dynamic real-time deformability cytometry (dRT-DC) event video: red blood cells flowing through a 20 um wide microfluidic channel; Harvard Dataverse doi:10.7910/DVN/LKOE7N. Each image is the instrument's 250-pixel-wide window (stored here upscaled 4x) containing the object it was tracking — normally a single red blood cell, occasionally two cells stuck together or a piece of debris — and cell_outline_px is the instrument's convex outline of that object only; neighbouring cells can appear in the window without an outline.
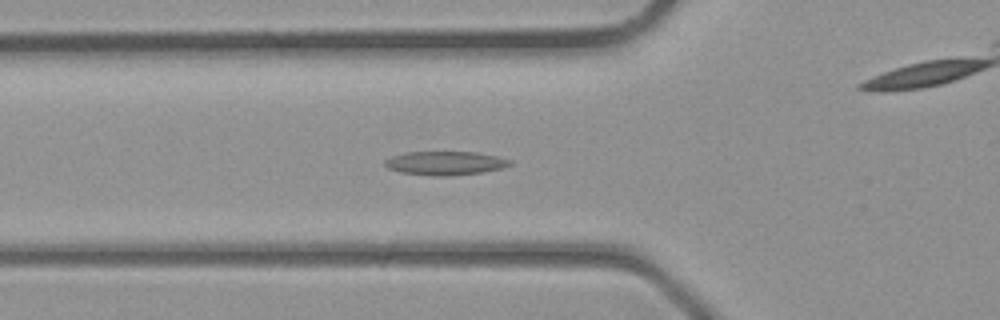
{"species": "common noctule bat (a hibernating species)", "species_latin": "Nyctalus noctula", "temperature_condition": "room temperature", "stored_images_in_passage": 37, "camera_frame_rate_fps": 3000, "um_per_image_px": 0.085, "animal": {"sex": "male", "body_mass_g": 23.1, "forearm_length_mm": 52.7}, "frame": {"image": 1, "passage_image": 12, "time_ms": 3.667, "image_size_px": [1000, 320], "cell_outline_px": [[512, 164], [500, 168], [480, 172], [452, 176], [432, 176], [400, 172], [388, 168], [384, 164], [384, 160], [392, 156], [404, 152], [476, 152], [496, 156], [512, 160]], "centroid_in_image_um": [37.81, 13.86], "position_along_channel_um": 88.0, "area_um2": 17.28}}
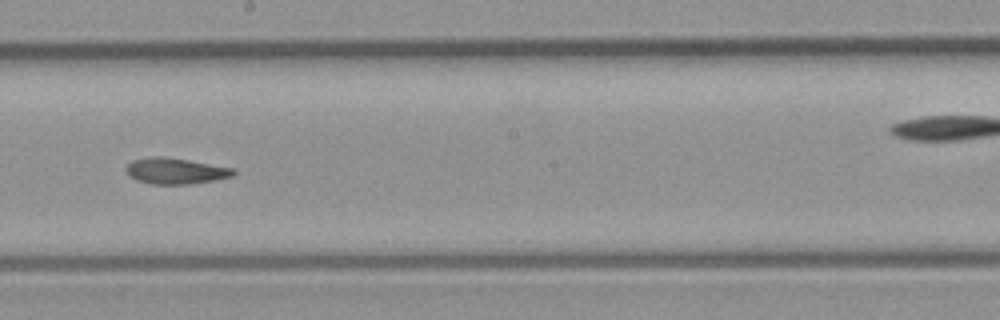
{"frame": {"image": 2, "passage_image": 20, "time_ms": 6.333, "image_size_px": [1000, 320], "cell_outline_px": [[236, 172], [232, 176], [212, 180], [188, 184], [152, 184], [136, 180], [128, 176], [124, 168], [132, 160], [152, 156], [164, 156], [236, 168]], "centroid_in_image_um": [14.88, 14.52], "position_along_channel_um": 233.3, "area_um2": 16.36}}
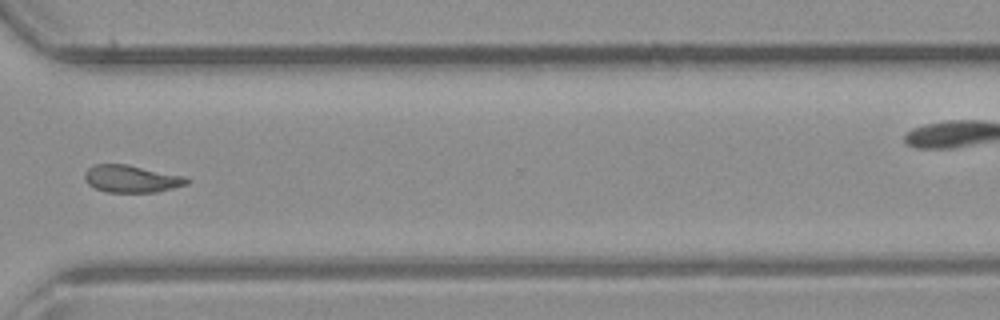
{"frame": {"image": 3, "passage_image": 27, "time_ms": 8.667, "image_size_px": [1000, 320], "cell_outline_px": [[188, 184], [156, 192], [108, 192], [96, 188], [88, 184], [84, 180], [84, 172], [92, 164], [128, 164], [188, 176]], "centroid_in_image_um": [11.18, 15.18], "position_along_channel_um": 359.4, "area_um2": 16.47}}